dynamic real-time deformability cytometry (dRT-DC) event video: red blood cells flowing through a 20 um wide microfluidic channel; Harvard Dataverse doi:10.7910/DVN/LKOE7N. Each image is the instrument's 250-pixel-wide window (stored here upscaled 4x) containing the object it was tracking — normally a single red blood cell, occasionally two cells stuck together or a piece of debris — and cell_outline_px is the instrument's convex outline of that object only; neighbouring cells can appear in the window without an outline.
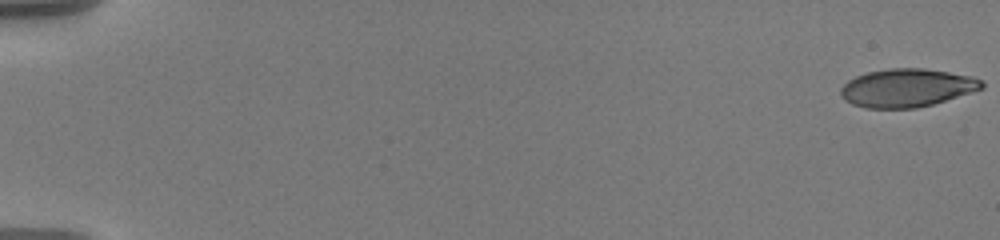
{"species": "human", "species_latin": "Homo sapiens", "temperature_condition": "warm", "stored_images_in_passage": 21, "camera_frame_rate_fps": 3000, "um_per_image_px": 0.085, "donor": {"sex": "male"}, "frame": {"image": 1, "passage_image": 1, "time_ms": 0.0, "image_size_px": [1000, 240], "cell_outline_px": [[984, 88], [932, 104], [916, 108], [864, 108], [852, 104], [844, 100], [840, 96], [840, 88], [848, 80], [856, 76], [868, 72], [888, 68], [924, 68], [972, 76], [984, 80]], "centroid_in_image_um": [77.07, 7.46], "position_along_channel_um": 7.9, "area_um2": 31.5}}
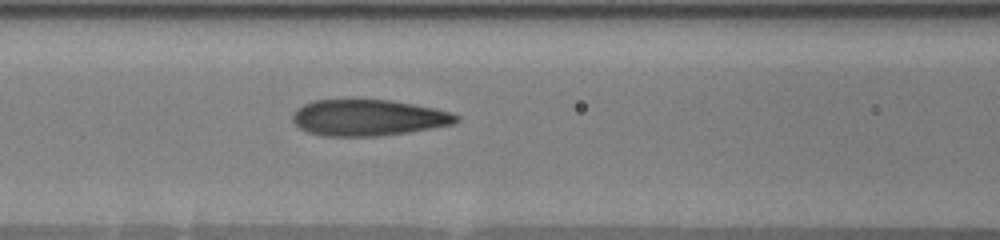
{"frame": {"image": 2, "passage_image": 15, "time_ms": 8.667, "image_size_px": [1000, 240], "cell_outline_px": [[460, 120], [452, 124], [408, 132], [376, 136], [324, 136], [308, 132], [300, 128], [292, 120], [292, 112], [296, 108], [312, 100], [392, 100], [436, 108], [452, 112], [460, 116]], "centroid_in_image_um": [31.3, 9.99], "position_along_channel_um": 135.3, "area_um2": 34.62}}
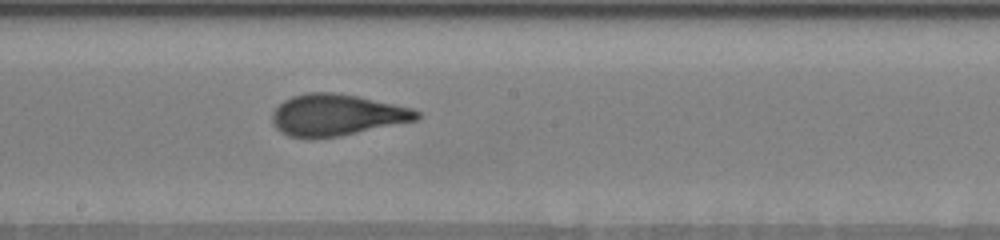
{"frame": {"image": 3, "passage_image": 21, "time_ms": 11.0, "image_size_px": [1000, 240], "cell_outline_px": [[420, 120], [340, 136], [312, 140], [288, 136], [280, 132], [272, 124], [272, 112], [284, 100], [292, 96], [308, 92], [332, 92], [356, 96], [412, 108], [420, 112]], "centroid_in_image_um": [28.6, 9.8], "position_along_channel_um": 219.6, "area_um2": 35.37}}